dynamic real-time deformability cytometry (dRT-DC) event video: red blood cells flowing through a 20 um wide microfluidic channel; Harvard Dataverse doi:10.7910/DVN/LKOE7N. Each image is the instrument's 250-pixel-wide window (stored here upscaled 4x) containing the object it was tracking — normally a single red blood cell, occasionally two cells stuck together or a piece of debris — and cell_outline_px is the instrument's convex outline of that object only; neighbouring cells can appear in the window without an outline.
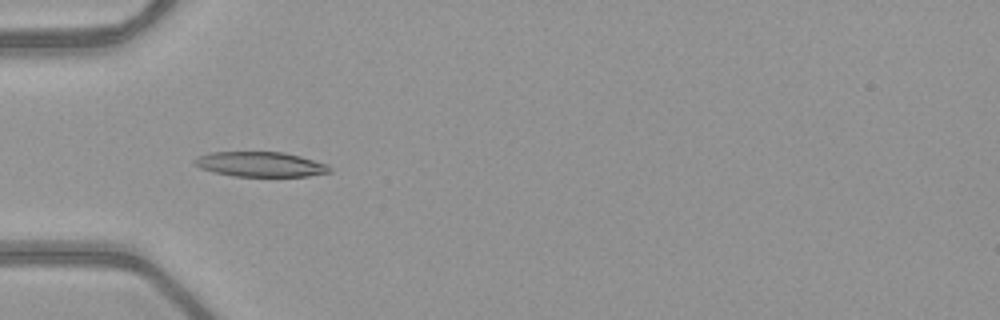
{"species": "common noctule bat (a hibernating species)", "species_latin": "Nyctalus noctula", "temperature_condition": "warm", "stored_images_in_passage": 38, "camera_frame_rate_fps": 3000, "um_per_image_px": 0.085, "animal": {"sex": "female", "body_mass_g": 21.9}, "frame": {"image": 1, "passage_image": 4, "time_ms": 1.0, "image_size_px": [1000, 320], "cell_outline_px": [[332, 172], [308, 176], [232, 176], [212, 172], [200, 168], [192, 160], [196, 156], [208, 152], [284, 152], [300, 156], [328, 164], [332, 168]], "centroid_in_image_um": [22.12, 13.96], "position_along_channel_um": 62.9, "area_um2": 19.83}}
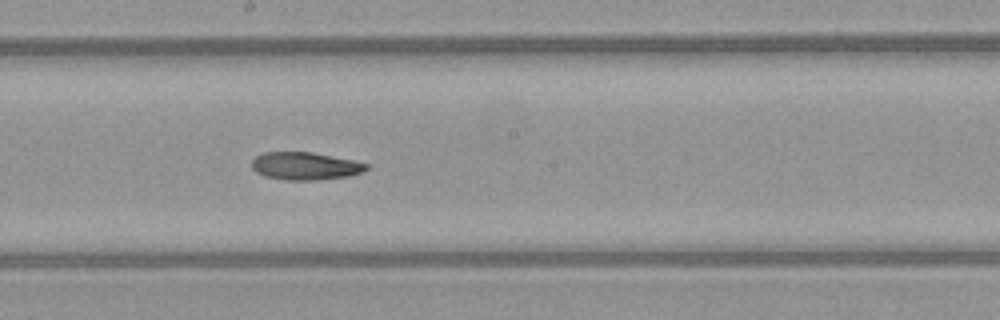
{"frame": {"image": 2, "passage_image": 16, "time_ms": 5.0, "image_size_px": [1000, 320], "cell_outline_px": [[368, 168], [364, 172], [348, 176], [320, 180], [284, 180], [264, 176], [256, 172], [252, 168], [252, 160], [256, 156], [264, 152], [312, 152], [352, 160], [368, 164]], "centroid_in_image_um": [25.93, 14.12], "position_along_channel_um": 222.3, "area_um2": 18.55}}
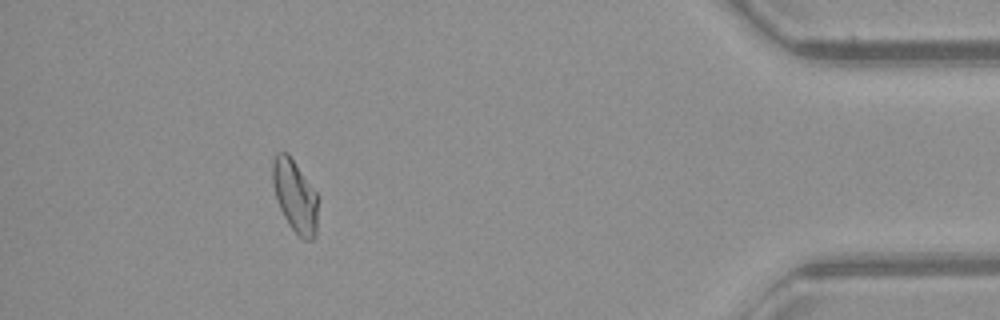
{"frame": {"image": 3, "passage_image": 34, "time_ms": 11.0, "image_size_px": [1000, 320], "cell_outline_px": [[320, 196], [316, 236], [312, 240], [304, 240], [288, 224], [276, 200], [272, 184], [272, 160], [276, 152], [288, 152]], "centroid_in_image_um": [25.11, 16.65], "position_along_channel_um": 410.1, "area_um2": 19.83}, "authors_computed_cell_mechanics": {"area_um2": 19.363, "velocity_mm_per_s": 4.0263, "shape_relaxation_time_tau1_ms": 7.1794, "shape_relaxation_time_tau2_ms": null, "deformation_change_tau1": 0.1812, "deformation_change_tau2": null}}